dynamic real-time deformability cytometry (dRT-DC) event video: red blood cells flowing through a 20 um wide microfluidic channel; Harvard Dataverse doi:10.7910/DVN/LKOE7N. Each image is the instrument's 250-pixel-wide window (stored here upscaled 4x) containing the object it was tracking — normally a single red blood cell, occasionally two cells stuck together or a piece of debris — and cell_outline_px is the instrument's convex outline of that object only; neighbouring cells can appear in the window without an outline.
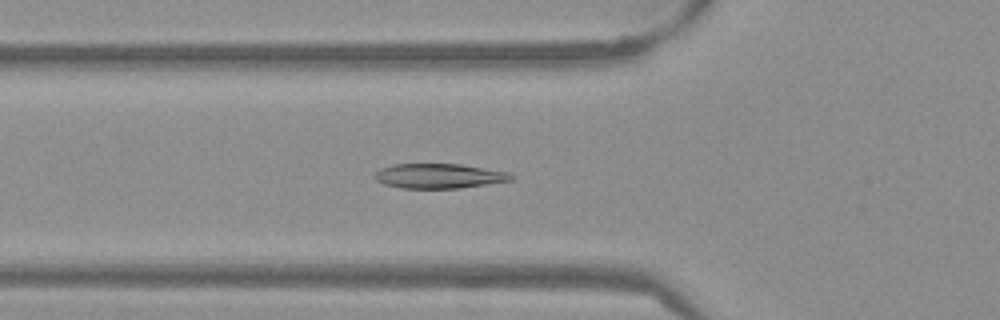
{"species": "Egyptian fruit bat (a non-hibernating species)", "species_latin": "Rousettus aegyptiacus", "temperature_condition": "warm", "stored_images_in_passage": 53, "camera_frame_rate_fps": 3000, "um_per_image_px": 0.085, "frame": {"image": 1, "passage_image": 19, "time_ms": 6.0, "image_size_px": [1000, 320], "cell_outline_px": [[516, 176], [512, 180], [460, 188], [400, 188], [384, 184], [376, 180], [376, 172], [380, 168], [392, 164], [460, 164], [512, 172]], "centroid_in_image_um": [37.36, 14.95], "position_along_channel_um": 88.4, "area_um2": 19.77}}
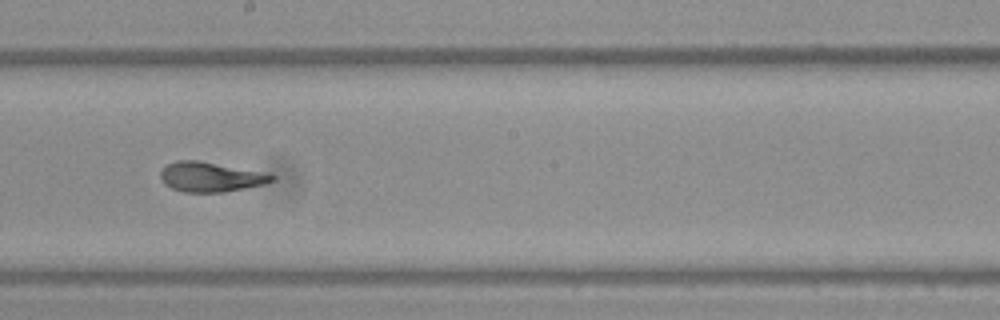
{"frame": {"image": 2, "passage_image": 30, "time_ms": 9.667, "image_size_px": [1000, 320], "cell_outline_px": [[276, 180], [264, 184], [224, 192], [184, 192], [172, 188], [164, 184], [160, 176], [160, 172], [168, 164], [176, 160], [200, 160], [276, 176]], "centroid_in_image_um": [17.85, 15.04], "position_along_channel_um": 230.4, "area_um2": 18.96}}
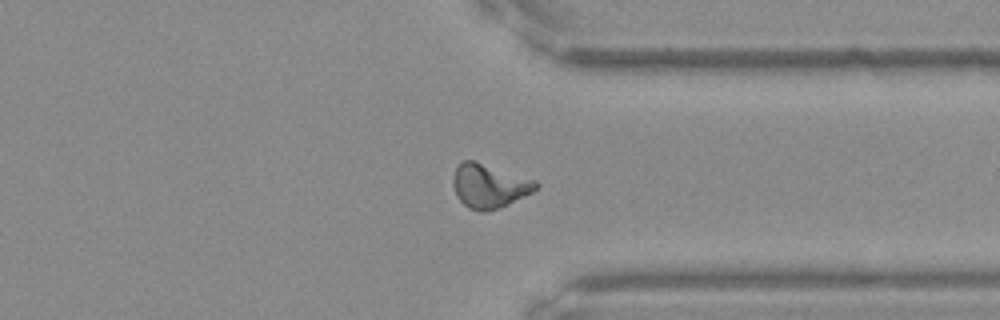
{"frame": {"image": 3, "passage_image": 41, "time_ms": 13.333, "image_size_px": [1000, 320], "cell_outline_px": [[540, 184], [532, 192], [500, 208], [484, 212], [480, 212], [468, 208], [456, 196], [452, 184], [452, 176], [456, 168], [464, 160], [472, 160], [536, 180]], "centroid_in_image_um": [41.56, 15.82], "position_along_channel_um": 369.8, "area_um2": 21.15}, "authors_computed_cell_mechanics": {"area_um2": 19.941, "velocity_mm_per_s": 3.8441, "shape_relaxation_time_tau1_ms": 4.0334, "shape_relaxation_time_tau2_ms": 1.2658, "deformation_change_tau1": 0.1891, "deformation_change_tau2": 0.077}}